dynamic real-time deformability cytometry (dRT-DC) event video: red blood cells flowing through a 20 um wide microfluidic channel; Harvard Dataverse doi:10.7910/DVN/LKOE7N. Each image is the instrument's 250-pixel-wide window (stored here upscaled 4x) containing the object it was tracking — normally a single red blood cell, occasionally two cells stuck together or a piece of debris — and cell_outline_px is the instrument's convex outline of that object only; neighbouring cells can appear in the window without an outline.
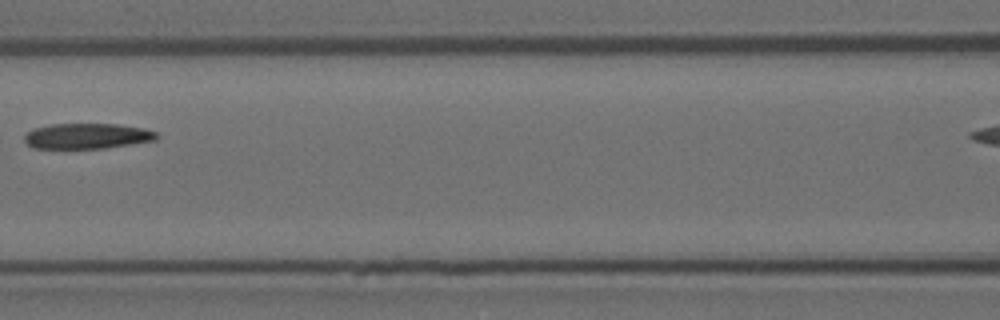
{"species": "Egyptian fruit bat (a non-hibernating species)", "species_latin": "Rousettus aegyptiacus", "temperature_condition": "room temperature", "stored_images_in_passage": 9, "camera_frame_rate_fps": 3000, "um_per_image_px": 0.085, "animal": {"sex": "female"}, "frame": {"image": 1, "passage_image": 6, "time_ms": 1.667, "image_size_px": [1000, 320], "cell_outline_px": [[160, 136], [156, 140], [104, 148], [32, 148], [24, 140], [24, 136], [32, 128], [48, 124], [116, 124], [144, 128], [156, 132]], "centroid_in_image_um": [7.39, 11.55], "position_along_channel_um": 159.2, "area_um2": 19.65}}
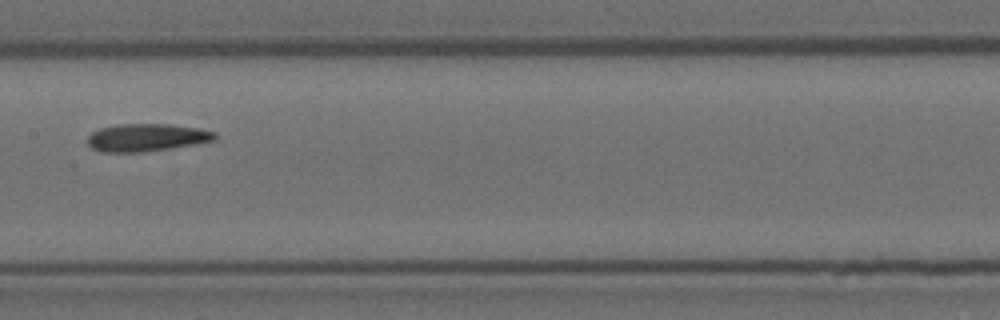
{"frame": {"image": 2, "passage_image": 7, "time_ms": 2.0, "image_size_px": [1000, 320], "cell_outline_px": [[216, 140], [196, 144], [172, 148], [144, 152], [100, 152], [92, 148], [88, 144], [88, 136], [92, 132], [100, 128], [116, 124], [172, 124], [196, 128], [216, 132]], "centroid_in_image_um": [12.46, 11.69], "position_along_channel_um": 194.9, "area_um2": 20.63}}
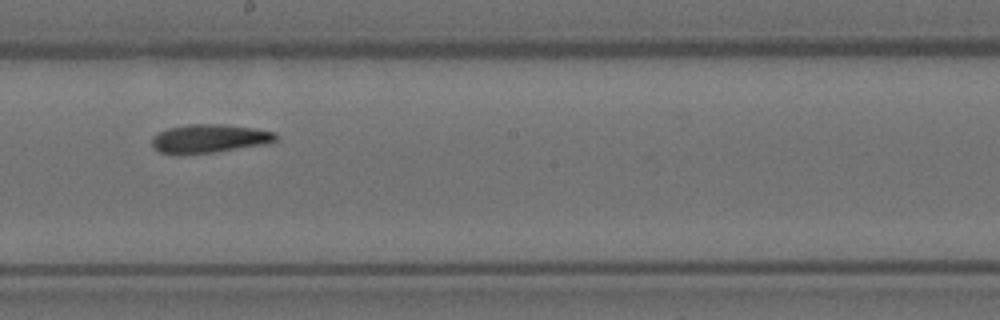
{"frame": {"image": 3, "passage_image": 8, "time_ms": 2.333, "image_size_px": [1000, 320], "cell_outline_px": [[280, 136], [276, 140], [264, 144], [216, 152], [180, 156], [160, 152], [152, 148], [152, 140], [160, 132], [168, 128], [188, 124], [224, 124], [256, 128], [276, 132]], "centroid_in_image_um": [17.8, 11.79], "position_along_channel_um": 230.4, "area_um2": 20.98}}